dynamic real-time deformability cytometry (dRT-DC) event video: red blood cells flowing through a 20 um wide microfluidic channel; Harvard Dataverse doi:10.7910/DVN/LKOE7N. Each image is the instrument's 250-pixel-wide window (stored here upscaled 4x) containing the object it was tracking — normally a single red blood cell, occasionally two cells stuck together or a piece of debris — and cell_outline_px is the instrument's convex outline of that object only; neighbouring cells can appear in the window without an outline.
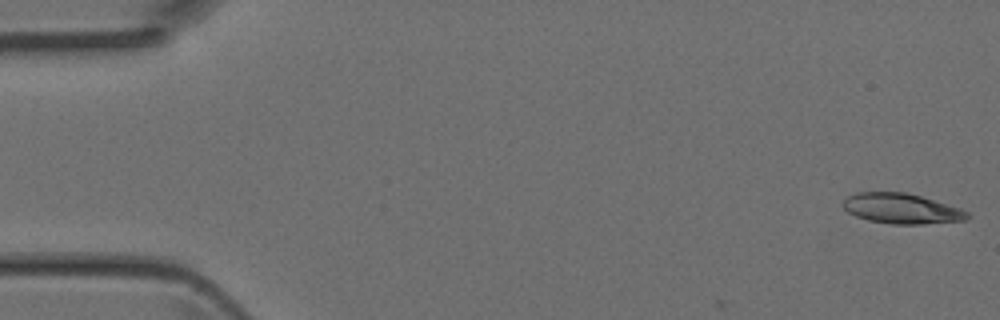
{"species": "Egyptian fruit bat (a non-hibernating species)", "species_latin": "Rousettus aegyptiacus", "temperature_condition": "room temperature", "stored_images_in_passage": 5, "camera_frame_rate_fps": 3000, "um_per_image_px": 0.085, "animal": {"sex": "female"}, "frame": {"image": 1, "passage_image": 1, "time_ms": 0.0, "image_size_px": [1000, 320], "cell_outline_px": [[972, 216], [964, 220], [920, 224], [892, 224], [868, 220], [856, 216], [848, 212], [840, 204], [848, 196], [856, 192], [904, 192], [920, 196], [960, 208], [968, 212]], "centroid_in_image_um": [76.6, 17.73], "position_along_channel_um": 8.4, "area_um2": 21.79}}
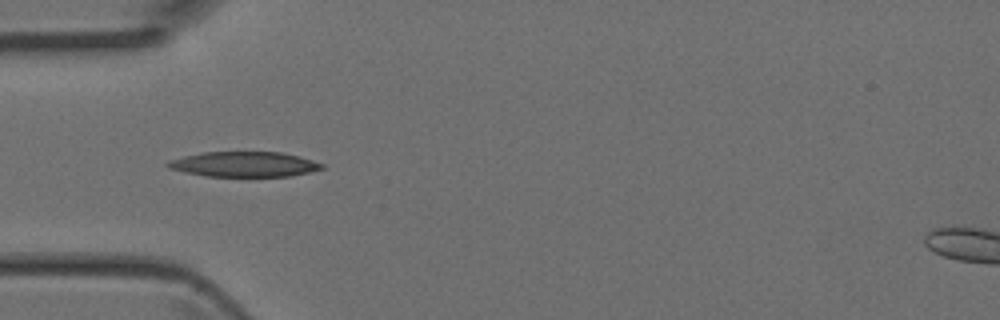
{"frame": {"image": 2, "passage_image": 4, "time_ms": 1.0, "image_size_px": [1000, 320], "cell_outline_px": [[324, 168], [292, 176], [208, 176], [184, 172], [168, 168], [164, 164], [168, 160], [200, 152], [280, 152], [300, 156], [324, 164]], "centroid_in_image_um": [20.72, 13.95], "position_along_channel_um": 64.3, "area_um2": 22.6}}
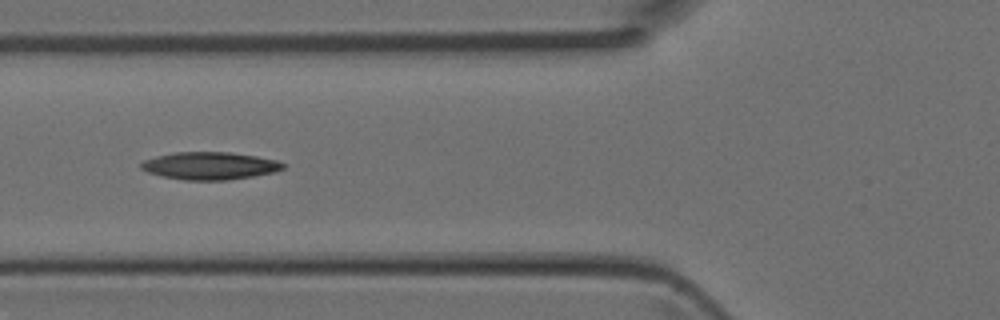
{"frame": {"image": 3, "passage_image": 5, "time_ms": 1.333, "image_size_px": [1000, 320], "cell_outline_px": [[284, 168], [272, 172], [252, 176], [228, 180], [184, 180], [164, 176], [148, 172], [140, 168], [140, 164], [144, 160], [156, 156], [176, 152], [232, 152], [256, 156], [276, 160], [284, 164]], "centroid_in_image_um": [17.81, 14.08], "position_along_channel_um": 108.0, "area_um2": 22.6}}